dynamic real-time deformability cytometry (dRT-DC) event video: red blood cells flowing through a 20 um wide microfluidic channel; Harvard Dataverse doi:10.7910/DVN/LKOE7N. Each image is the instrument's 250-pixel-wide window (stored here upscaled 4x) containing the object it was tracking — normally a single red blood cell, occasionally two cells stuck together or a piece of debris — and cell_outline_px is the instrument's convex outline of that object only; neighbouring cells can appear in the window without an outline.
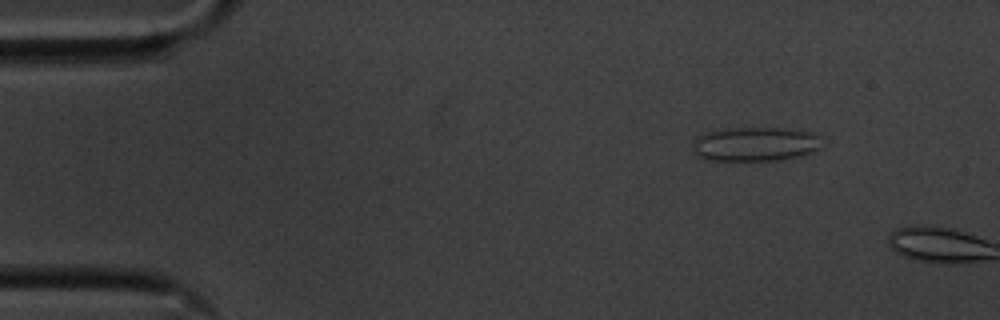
{"species": "common noctule bat (a hibernating species)", "species_latin": "Nyctalus noctula", "temperature_condition": "cold", "stored_images_in_passage": 2, "camera_frame_rate_fps": 3000, "um_per_image_px": 0.085, "animal": {"sex": "male", "body_mass_g": 20.1, "forearm_length_mm": 53.5}, "frame": {"image": 1, "passage_image": 1, "time_ms": 0.0, "image_size_px": [1000, 320], "cell_outline_px": [[820, 148], [812, 152], [780, 160], [704, 160], [696, 152], [692, 144], [696, 136], [708, 132], [728, 128], [800, 128], [812, 132], [820, 136]], "centroid_in_image_um": [64.23, 12.23], "position_along_channel_um": 20.8, "area_um2": 25.84}}